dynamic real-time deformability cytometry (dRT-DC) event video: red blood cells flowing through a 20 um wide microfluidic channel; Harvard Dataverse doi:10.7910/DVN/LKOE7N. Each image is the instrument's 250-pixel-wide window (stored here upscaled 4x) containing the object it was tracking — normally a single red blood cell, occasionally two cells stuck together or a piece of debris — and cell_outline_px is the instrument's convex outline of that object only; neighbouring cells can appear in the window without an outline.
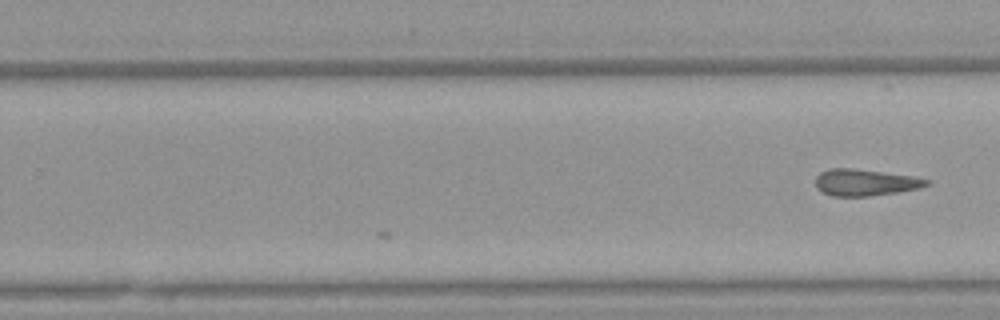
{"species": "Egyptian fruit bat (a non-hibernating species)", "species_latin": "Rousettus aegyptiacus", "temperature_condition": "warm", "stored_images_in_passage": 20, "camera_frame_rate_fps": 3000, "um_per_image_px": 0.085, "animal": {"sex": "female"}, "frame": {"image": 1, "passage_image": 20, "time_ms": 6.333, "image_size_px": [1000, 320], "cell_outline_px": [[928, 184], [920, 188], [896, 192], [868, 196], [832, 196], [820, 192], [816, 188], [816, 176], [820, 172], [828, 168], [852, 168], [916, 176], [928, 180]], "centroid_in_image_um": [73.49, 15.5], "position_along_channel_um": 256.3, "area_um2": 17.28}}